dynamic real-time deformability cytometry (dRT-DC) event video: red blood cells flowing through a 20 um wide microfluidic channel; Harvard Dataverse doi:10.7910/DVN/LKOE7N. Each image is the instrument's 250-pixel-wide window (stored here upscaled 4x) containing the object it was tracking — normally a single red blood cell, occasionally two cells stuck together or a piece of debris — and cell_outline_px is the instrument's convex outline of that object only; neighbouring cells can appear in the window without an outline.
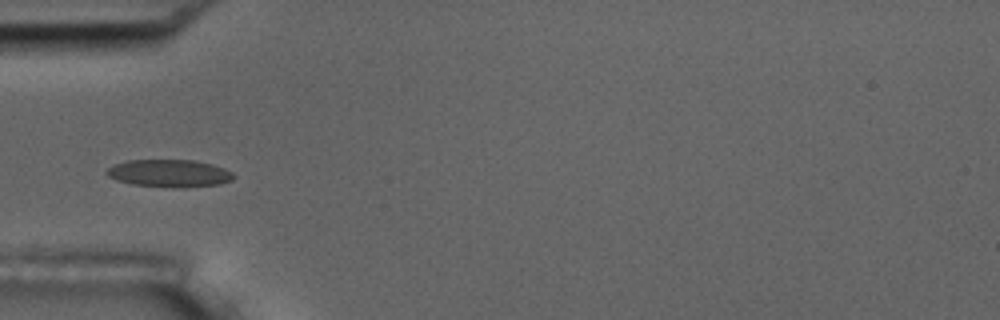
{"species": "common noctule bat (a hibernating species)", "species_latin": "Nyctalus noctula", "temperature_condition": "room temperature", "stored_images_in_passage": 11, "camera_frame_rate_fps": 3000, "um_per_image_px": 0.085, "animal": {"sex": "male", "body_mass_g": 17.5, "forearm_length_mm": 52.3}, "frame": {"image": 1, "passage_image": 5, "time_ms": 5.333, "image_size_px": [1000, 320], "cell_outline_px": [[236, 176], [232, 180], [220, 184], [132, 184], [116, 180], [108, 176], [104, 172], [112, 164], [128, 160], [192, 160], [212, 164], [224, 168], [232, 172]], "centroid_in_image_um": [14.34, 14.66], "position_along_channel_um": 70.7, "area_um2": 19.19}}
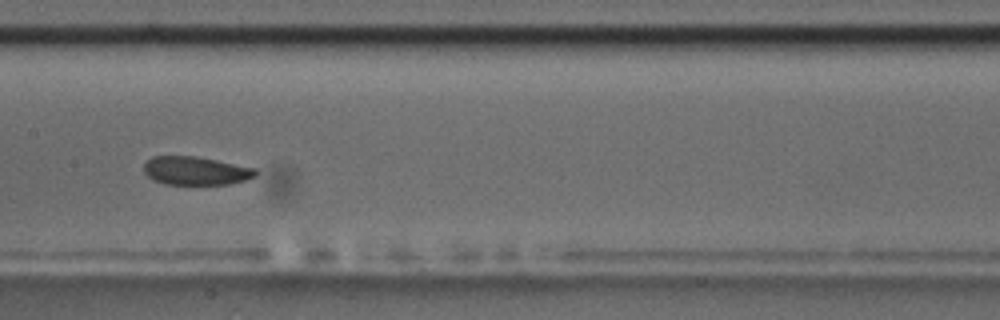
{"frame": {"image": 2, "passage_image": 8, "time_ms": 8.667, "image_size_px": [1000, 320], "cell_outline_px": [[256, 176], [248, 180], [228, 184], [164, 184], [152, 180], [144, 172], [144, 164], [152, 156], [196, 156], [256, 168]], "centroid_in_image_um": [16.64, 14.52], "position_along_channel_um": 190.8, "area_um2": 18.55}}